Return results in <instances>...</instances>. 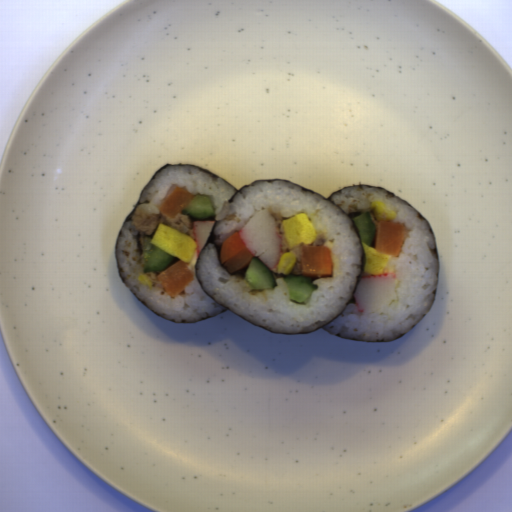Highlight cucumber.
<instances>
[{
	"instance_id": "8b760119",
	"label": "cucumber",
	"mask_w": 512,
	"mask_h": 512,
	"mask_svg": "<svg viewBox=\"0 0 512 512\" xmlns=\"http://www.w3.org/2000/svg\"><path fill=\"white\" fill-rule=\"evenodd\" d=\"M244 280L251 291L272 289L277 285L271 269L258 258H254L250 261L244 275Z\"/></svg>"
},
{
	"instance_id": "586b57bf",
	"label": "cucumber",
	"mask_w": 512,
	"mask_h": 512,
	"mask_svg": "<svg viewBox=\"0 0 512 512\" xmlns=\"http://www.w3.org/2000/svg\"><path fill=\"white\" fill-rule=\"evenodd\" d=\"M151 239H144L142 252L144 258L143 274L149 272L163 271L171 265L175 256L164 249L151 243Z\"/></svg>"
},
{
	"instance_id": "888e309b",
	"label": "cucumber",
	"mask_w": 512,
	"mask_h": 512,
	"mask_svg": "<svg viewBox=\"0 0 512 512\" xmlns=\"http://www.w3.org/2000/svg\"><path fill=\"white\" fill-rule=\"evenodd\" d=\"M289 292V298L296 303L308 302L312 292L318 290V285L313 284L311 278L302 275H289L283 279Z\"/></svg>"
},
{
	"instance_id": "2a18db57",
	"label": "cucumber",
	"mask_w": 512,
	"mask_h": 512,
	"mask_svg": "<svg viewBox=\"0 0 512 512\" xmlns=\"http://www.w3.org/2000/svg\"><path fill=\"white\" fill-rule=\"evenodd\" d=\"M181 211L183 214L199 220L212 217L216 210L211 197L198 194Z\"/></svg>"
},
{
	"instance_id": "734fbe4a",
	"label": "cucumber",
	"mask_w": 512,
	"mask_h": 512,
	"mask_svg": "<svg viewBox=\"0 0 512 512\" xmlns=\"http://www.w3.org/2000/svg\"><path fill=\"white\" fill-rule=\"evenodd\" d=\"M352 219L356 223L357 230L360 234L361 242L369 246L372 245L375 239L377 225L373 221L370 212L366 211Z\"/></svg>"
}]
</instances>
